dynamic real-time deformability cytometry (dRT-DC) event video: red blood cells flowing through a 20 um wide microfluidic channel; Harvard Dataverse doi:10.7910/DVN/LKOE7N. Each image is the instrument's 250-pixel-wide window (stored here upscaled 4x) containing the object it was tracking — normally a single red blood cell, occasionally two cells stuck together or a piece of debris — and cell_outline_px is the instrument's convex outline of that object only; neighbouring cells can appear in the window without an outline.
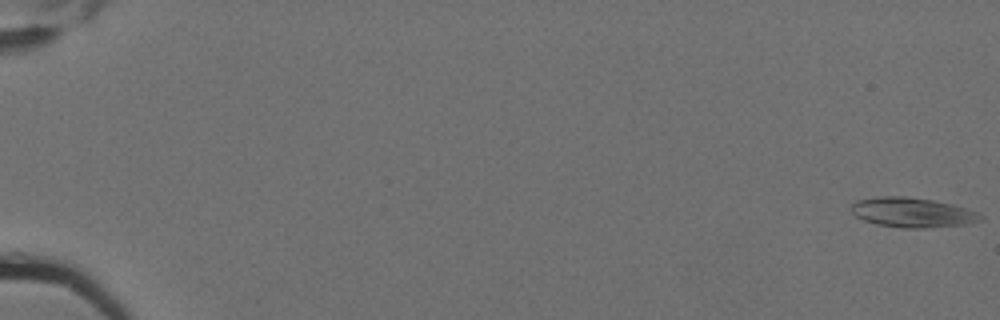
{"species": "Egyptian fruit bat (a non-hibernating species)", "species_latin": "Rousettus aegyptiacus", "temperature_condition": "cold", "stored_images_in_passage": 5, "camera_frame_rate_fps": 3000, "um_per_image_px": 0.085, "animal": {"sex": "female"}, "frame": {"image": 1, "passage_image": 1, "time_ms": 0.0, "image_size_px": [1000, 320], "cell_outline_px": [[984, 220], [964, 224], [924, 228], [900, 228], [876, 224], [864, 220], [856, 216], [852, 212], [852, 204], [856, 200], [880, 196], [904, 196], [932, 200], [980, 212], [984, 216]], "centroid_in_image_um": [77.55, 18.06], "position_along_channel_um": 7.4, "area_um2": 22.31}}
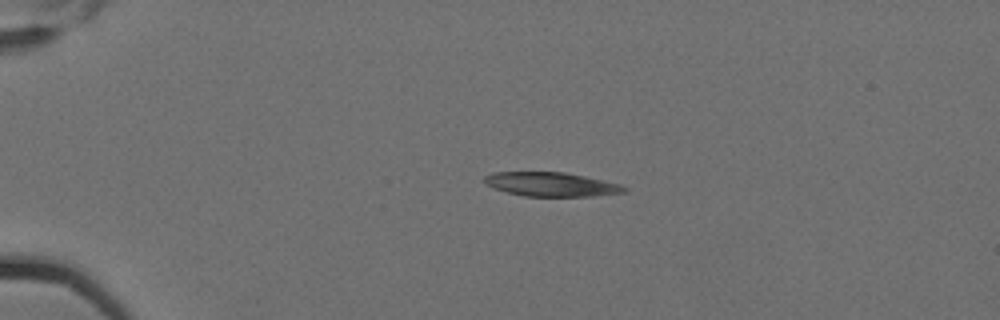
{"frame": {"image": 2, "passage_image": 4, "time_ms": 1.0, "image_size_px": [1000, 320], "cell_outline_px": [[628, 192], [592, 196], [524, 196], [508, 192], [496, 188], [488, 184], [484, 180], [484, 176], [492, 172], [564, 172], [584, 176], [620, 184], [628, 188]], "centroid_in_image_um": [46.9, 15.66], "position_along_channel_um": 38.1, "area_um2": 19.42}}